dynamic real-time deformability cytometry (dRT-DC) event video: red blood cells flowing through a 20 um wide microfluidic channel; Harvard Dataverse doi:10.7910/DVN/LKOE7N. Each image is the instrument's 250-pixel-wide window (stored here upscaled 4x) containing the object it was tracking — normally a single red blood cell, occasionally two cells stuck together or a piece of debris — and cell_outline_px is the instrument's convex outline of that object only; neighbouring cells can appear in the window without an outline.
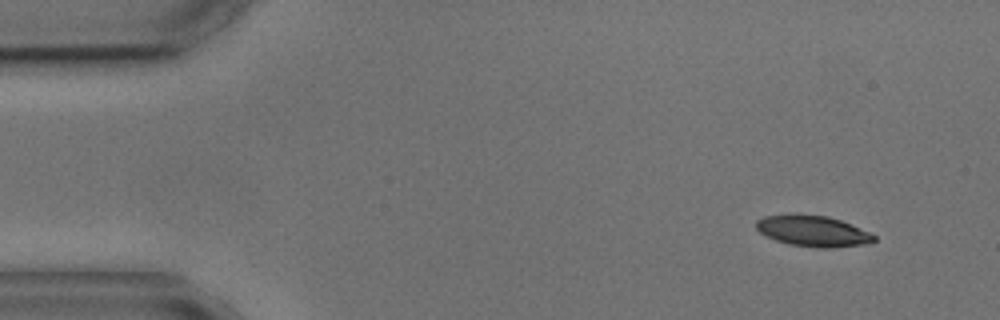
{"species": "common noctule bat (a hibernating species)", "species_latin": "Nyctalus noctula", "temperature_condition": "cold", "stored_images_in_passage": 4, "camera_frame_rate_fps": 3000, "um_per_image_px": 0.085, "animal": {"sex": "male", "body_mass_g": 17.9, "forearm_length_mm": 54.2}, "frame": {"image": 1, "passage_image": 1, "time_ms": 0.0, "image_size_px": [1000, 320], "cell_outline_px": [[876, 240], [864, 244], [828, 248], [820, 248], [788, 244], [776, 240], [760, 232], [756, 228], [756, 220], [764, 216], [792, 212], [828, 216], [840, 220], [868, 232], [876, 236]], "centroid_in_image_um": [69.04, 19.61], "position_along_channel_um": 16.0, "area_um2": 21.39}}